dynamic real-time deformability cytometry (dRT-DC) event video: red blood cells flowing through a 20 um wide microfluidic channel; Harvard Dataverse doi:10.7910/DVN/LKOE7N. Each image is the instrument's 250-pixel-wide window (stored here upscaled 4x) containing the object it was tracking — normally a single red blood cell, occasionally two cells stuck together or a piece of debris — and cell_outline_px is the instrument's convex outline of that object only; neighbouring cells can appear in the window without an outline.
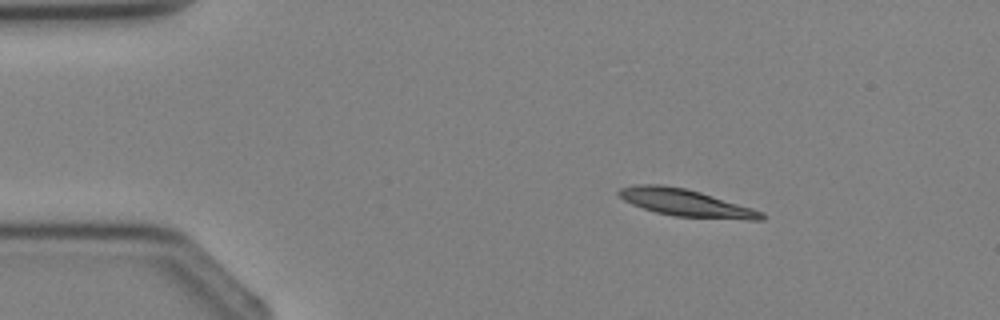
{"species": "Egyptian fruit bat (a non-hibernating species)", "species_latin": "Rousettus aegyptiacus", "temperature_condition": "cold", "stored_images_in_passage": 2, "camera_frame_rate_fps": 3000, "um_per_image_px": 0.085, "animal": {"sex": "female"}, "frame": {"image": 1, "passage_image": 1, "time_ms": 0.0, "image_size_px": [1000, 320], "cell_outline_px": [[764, 220], [748, 220], [676, 216], [656, 212], [632, 204], [624, 200], [616, 192], [620, 188], [636, 184], [660, 184], [684, 188], [700, 192], [752, 208], [764, 212]], "centroid_in_image_um": [58.29, 17.24], "position_along_channel_um": 26.7, "area_um2": 22.37}}